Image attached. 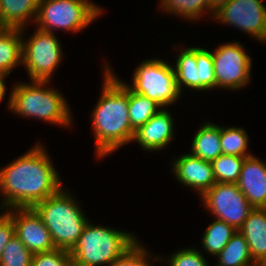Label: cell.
<instances>
[{"mask_svg": "<svg viewBox=\"0 0 266 266\" xmlns=\"http://www.w3.org/2000/svg\"><path fill=\"white\" fill-rule=\"evenodd\" d=\"M4 166L0 167L2 211L33 208L64 185L48 149L40 141Z\"/></svg>", "mask_w": 266, "mask_h": 266, "instance_id": "1", "label": "cell"}, {"mask_svg": "<svg viewBox=\"0 0 266 266\" xmlns=\"http://www.w3.org/2000/svg\"><path fill=\"white\" fill-rule=\"evenodd\" d=\"M110 65L108 60L103 61L102 90L90 112L94 156L98 161L131 145L135 133L129 118V88Z\"/></svg>", "mask_w": 266, "mask_h": 266, "instance_id": "2", "label": "cell"}, {"mask_svg": "<svg viewBox=\"0 0 266 266\" xmlns=\"http://www.w3.org/2000/svg\"><path fill=\"white\" fill-rule=\"evenodd\" d=\"M51 81L29 80L12 84L9 88L6 108L21 118H34L45 124L70 128L74 118L67 98Z\"/></svg>", "mask_w": 266, "mask_h": 266, "instance_id": "3", "label": "cell"}, {"mask_svg": "<svg viewBox=\"0 0 266 266\" xmlns=\"http://www.w3.org/2000/svg\"><path fill=\"white\" fill-rule=\"evenodd\" d=\"M90 221L68 251L72 266H110L141 240L132 231Z\"/></svg>", "mask_w": 266, "mask_h": 266, "instance_id": "4", "label": "cell"}, {"mask_svg": "<svg viewBox=\"0 0 266 266\" xmlns=\"http://www.w3.org/2000/svg\"><path fill=\"white\" fill-rule=\"evenodd\" d=\"M79 201L63 185L55 194L33 207L49 230L57 249L69 251L90 220Z\"/></svg>", "mask_w": 266, "mask_h": 266, "instance_id": "5", "label": "cell"}, {"mask_svg": "<svg viewBox=\"0 0 266 266\" xmlns=\"http://www.w3.org/2000/svg\"><path fill=\"white\" fill-rule=\"evenodd\" d=\"M134 67L131 84L125 82L131 91L156 101L162 108H169L182 98L173 64L167 59L146 58Z\"/></svg>", "mask_w": 266, "mask_h": 266, "instance_id": "6", "label": "cell"}, {"mask_svg": "<svg viewBox=\"0 0 266 266\" xmlns=\"http://www.w3.org/2000/svg\"><path fill=\"white\" fill-rule=\"evenodd\" d=\"M101 14L85 0H39L34 26L55 33H79L86 30Z\"/></svg>", "mask_w": 266, "mask_h": 266, "instance_id": "7", "label": "cell"}, {"mask_svg": "<svg viewBox=\"0 0 266 266\" xmlns=\"http://www.w3.org/2000/svg\"><path fill=\"white\" fill-rule=\"evenodd\" d=\"M34 29L27 38L26 27L21 29L22 66L29 80L52 81L56 70L64 60L65 52L57 34Z\"/></svg>", "mask_w": 266, "mask_h": 266, "instance_id": "8", "label": "cell"}, {"mask_svg": "<svg viewBox=\"0 0 266 266\" xmlns=\"http://www.w3.org/2000/svg\"><path fill=\"white\" fill-rule=\"evenodd\" d=\"M233 40L218 44L212 52L216 90L240 91L251 82L253 60L245 44ZM251 79V80H250Z\"/></svg>", "mask_w": 266, "mask_h": 266, "instance_id": "9", "label": "cell"}, {"mask_svg": "<svg viewBox=\"0 0 266 266\" xmlns=\"http://www.w3.org/2000/svg\"><path fill=\"white\" fill-rule=\"evenodd\" d=\"M204 209L212 217L239 230L254 207L237 184L216 183L201 198Z\"/></svg>", "mask_w": 266, "mask_h": 266, "instance_id": "10", "label": "cell"}, {"mask_svg": "<svg viewBox=\"0 0 266 266\" xmlns=\"http://www.w3.org/2000/svg\"><path fill=\"white\" fill-rule=\"evenodd\" d=\"M264 0H230L214 13L212 21L246 33L256 42L266 43Z\"/></svg>", "mask_w": 266, "mask_h": 266, "instance_id": "11", "label": "cell"}, {"mask_svg": "<svg viewBox=\"0 0 266 266\" xmlns=\"http://www.w3.org/2000/svg\"><path fill=\"white\" fill-rule=\"evenodd\" d=\"M5 212L13 220L15 235L32 254L56 249L49 230L33 208H13Z\"/></svg>", "mask_w": 266, "mask_h": 266, "instance_id": "12", "label": "cell"}, {"mask_svg": "<svg viewBox=\"0 0 266 266\" xmlns=\"http://www.w3.org/2000/svg\"><path fill=\"white\" fill-rule=\"evenodd\" d=\"M170 165V173H173L176 181L197 192L199 199L216 184L211 162L194 156L188 151L178 157L174 155Z\"/></svg>", "mask_w": 266, "mask_h": 266, "instance_id": "13", "label": "cell"}, {"mask_svg": "<svg viewBox=\"0 0 266 266\" xmlns=\"http://www.w3.org/2000/svg\"><path fill=\"white\" fill-rule=\"evenodd\" d=\"M168 108H162L152 116L147 123L135 130L131 143H138L141 150L157 152L169 149L171 142L175 139V121ZM165 149V150H164Z\"/></svg>", "mask_w": 266, "mask_h": 266, "instance_id": "14", "label": "cell"}, {"mask_svg": "<svg viewBox=\"0 0 266 266\" xmlns=\"http://www.w3.org/2000/svg\"><path fill=\"white\" fill-rule=\"evenodd\" d=\"M237 185L254 208H266V161L245 157Z\"/></svg>", "mask_w": 266, "mask_h": 266, "instance_id": "15", "label": "cell"}, {"mask_svg": "<svg viewBox=\"0 0 266 266\" xmlns=\"http://www.w3.org/2000/svg\"><path fill=\"white\" fill-rule=\"evenodd\" d=\"M239 231L248 243L253 261L266 266V208H254Z\"/></svg>", "mask_w": 266, "mask_h": 266, "instance_id": "16", "label": "cell"}, {"mask_svg": "<svg viewBox=\"0 0 266 266\" xmlns=\"http://www.w3.org/2000/svg\"><path fill=\"white\" fill-rule=\"evenodd\" d=\"M38 5L39 0H0V28L33 26Z\"/></svg>", "mask_w": 266, "mask_h": 266, "instance_id": "17", "label": "cell"}, {"mask_svg": "<svg viewBox=\"0 0 266 266\" xmlns=\"http://www.w3.org/2000/svg\"><path fill=\"white\" fill-rule=\"evenodd\" d=\"M191 141L189 153L205 161L212 162L222 155L221 125L212 121H203Z\"/></svg>", "mask_w": 266, "mask_h": 266, "instance_id": "18", "label": "cell"}, {"mask_svg": "<svg viewBox=\"0 0 266 266\" xmlns=\"http://www.w3.org/2000/svg\"><path fill=\"white\" fill-rule=\"evenodd\" d=\"M172 49H178V55L175 57L176 60L173 67L176 75L177 88L181 95L183 91H198V73H197V62H196V46L186 47L184 44L179 47Z\"/></svg>", "mask_w": 266, "mask_h": 266, "instance_id": "19", "label": "cell"}, {"mask_svg": "<svg viewBox=\"0 0 266 266\" xmlns=\"http://www.w3.org/2000/svg\"><path fill=\"white\" fill-rule=\"evenodd\" d=\"M22 30L0 28V74L9 77L22 65Z\"/></svg>", "mask_w": 266, "mask_h": 266, "instance_id": "20", "label": "cell"}, {"mask_svg": "<svg viewBox=\"0 0 266 266\" xmlns=\"http://www.w3.org/2000/svg\"><path fill=\"white\" fill-rule=\"evenodd\" d=\"M158 6L162 14L178 16L186 22L196 23L207 15L210 17V0H159Z\"/></svg>", "mask_w": 266, "mask_h": 266, "instance_id": "21", "label": "cell"}, {"mask_svg": "<svg viewBox=\"0 0 266 266\" xmlns=\"http://www.w3.org/2000/svg\"><path fill=\"white\" fill-rule=\"evenodd\" d=\"M214 259H217L215 266H258L253 261L248 243L239 230Z\"/></svg>", "mask_w": 266, "mask_h": 266, "instance_id": "22", "label": "cell"}, {"mask_svg": "<svg viewBox=\"0 0 266 266\" xmlns=\"http://www.w3.org/2000/svg\"><path fill=\"white\" fill-rule=\"evenodd\" d=\"M233 226L218 219L213 221L205 228L201 237V248L209 257H216L227 245L232 236L237 232Z\"/></svg>", "mask_w": 266, "mask_h": 266, "instance_id": "23", "label": "cell"}, {"mask_svg": "<svg viewBox=\"0 0 266 266\" xmlns=\"http://www.w3.org/2000/svg\"><path fill=\"white\" fill-rule=\"evenodd\" d=\"M221 148L224 155L249 157V135L245 128L221 125Z\"/></svg>", "mask_w": 266, "mask_h": 266, "instance_id": "24", "label": "cell"}, {"mask_svg": "<svg viewBox=\"0 0 266 266\" xmlns=\"http://www.w3.org/2000/svg\"><path fill=\"white\" fill-rule=\"evenodd\" d=\"M161 109L156 101L129 89V118L134 131L147 123Z\"/></svg>", "mask_w": 266, "mask_h": 266, "instance_id": "25", "label": "cell"}, {"mask_svg": "<svg viewBox=\"0 0 266 266\" xmlns=\"http://www.w3.org/2000/svg\"><path fill=\"white\" fill-rule=\"evenodd\" d=\"M245 157L219 155L211 164L216 183L237 184Z\"/></svg>", "mask_w": 266, "mask_h": 266, "instance_id": "26", "label": "cell"}, {"mask_svg": "<svg viewBox=\"0 0 266 266\" xmlns=\"http://www.w3.org/2000/svg\"><path fill=\"white\" fill-rule=\"evenodd\" d=\"M196 45V62L198 73V93L216 89L213 57L210 48Z\"/></svg>", "mask_w": 266, "mask_h": 266, "instance_id": "27", "label": "cell"}, {"mask_svg": "<svg viewBox=\"0 0 266 266\" xmlns=\"http://www.w3.org/2000/svg\"><path fill=\"white\" fill-rule=\"evenodd\" d=\"M197 248V249H196ZM200 247H193L192 245L179 248L170 256H159V264L163 261L166 266H211L208 258L204 256ZM162 261V262H161Z\"/></svg>", "mask_w": 266, "mask_h": 266, "instance_id": "28", "label": "cell"}, {"mask_svg": "<svg viewBox=\"0 0 266 266\" xmlns=\"http://www.w3.org/2000/svg\"><path fill=\"white\" fill-rule=\"evenodd\" d=\"M146 246L143 244L142 239L141 241L139 240L110 266H154L155 262L159 263V254L155 255Z\"/></svg>", "mask_w": 266, "mask_h": 266, "instance_id": "29", "label": "cell"}, {"mask_svg": "<svg viewBox=\"0 0 266 266\" xmlns=\"http://www.w3.org/2000/svg\"><path fill=\"white\" fill-rule=\"evenodd\" d=\"M33 254L15 235L5 246L0 266H31Z\"/></svg>", "mask_w": 266, "mask_h": 266, "instance_id": "30", "label": "cell"}, {"mask_svg": "<svg viewBox=\"0 0 266 266\" xmlns=\"http://www.w3.org/2000/svg\"><path fill=\"white\" fill-rule=\"evenodd\" d=\"M31 266H72V259L67 250L56 248L33 254Z\"/></svg>", "mask_w": 266, "mask_h": 266, "instance_id": "31", "label": "cell"}, {"mask_svg": "<svg viewBox=\"0 0 266 266\" xmlns=\"http://www.w3.org/2000/svg\"><path fill=\"white\" fill-rule=\"evenodd\" d=\"M15 236V227L12 218L0 210V259L6 244Z\"/></svg>", "mask_w": 266, "mask_h": 266, "instance_id": "32", "label": "cell"}, {"mask_svg": "<svg viewBox=\"0 0 266 266\" xmlns=\"http://www.w3.org/2000/svg\"><path fill=\"white\" fill-rule=\"evenodd\" d=\"M228 1L230 0H210V20H212L214 13Z\"/></svg>", "mask_w": 266, "mask_h": 266, "instance_id": "33", "label": "cell"}, {"mask_svg": "<svg viewBox=\"0 0 266 266\" xmlns=\"http://www.w3.org/2000/svg\"><path fill=\"white\" fill-rule=\"evenodd\" d=\"M6 76L3 74H0V102L2 103L3 100H5L8 88L6 86Z\"/></svg>", "mask_w": 266, "mask_h": 266, "instance_id": "34", "label": "cell"}, {"mask_svg": "<svg viewBox=\"0 0 266 266\" xmlns=\"http://www.w3.org/2000/svg\"><path fill=\"white\" fill-rule=\"evenodd\" d=\"M85 1L90 3L103 16V13L105 12V9L103 7L97 5V3L95 4L94 1L92 2L91 0H85Z\"/></svg>", "mask_w": 266, "mask_h": 266, "instance_id": "35", "label": "cell"}]
</instances>
